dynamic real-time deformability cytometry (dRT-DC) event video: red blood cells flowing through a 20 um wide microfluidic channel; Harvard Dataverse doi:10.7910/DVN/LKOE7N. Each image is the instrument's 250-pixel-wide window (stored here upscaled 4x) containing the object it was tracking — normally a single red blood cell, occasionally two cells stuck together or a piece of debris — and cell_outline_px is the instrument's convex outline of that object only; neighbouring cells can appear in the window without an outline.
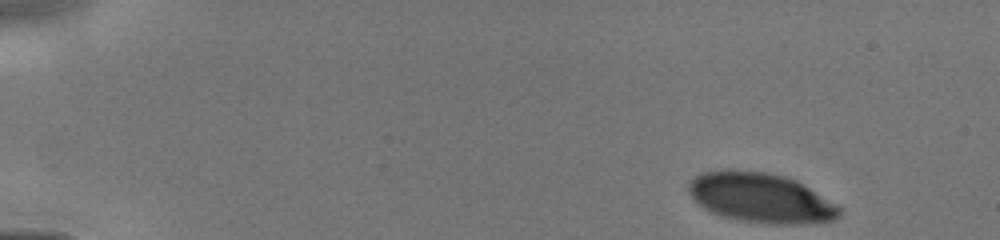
{"species": "human", "species_latin": "Homo sapiens", "temperature_condition": "cold", "stored_images_in_passage": 9, "camera_frame_rate_fps": 3000, "um_per_image_px": 0.085, "donor": {"sex": "male"}, "frame": {"image": 1, "passage_image": 1, "time_ms": 0.0, "image_size_px": [1000, 240], "cell_outline_px": [[844, 208], [840, 216], [832, 220], [800, 224], [768, 224], [740, 220], [724, 216], [712, 212], [704, 208], [688, 192], [688, 180], [704, 172], [728, 168], [764, 172], [784, 176], [796, 180]], "centroid_in_image_um": [64.68, 16.8], "position_along_channel_um": 20.3, "area_um2": 43.87}}
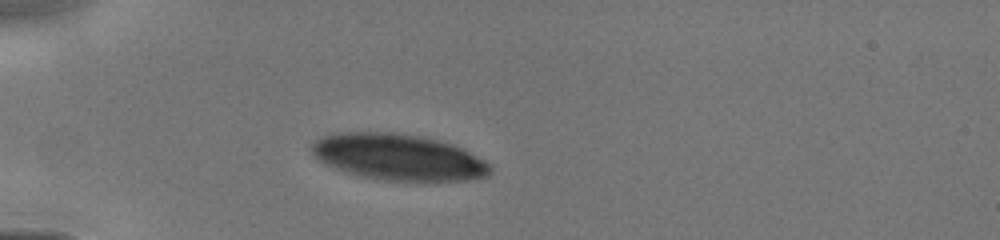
{"frame": {"image": 2, "passage_image": 7, "time_ms": 3.0, "image_size_px": [1000, 240], "cell_outline_px": [[492, 172], [488, 176], [468, 180], [376, 180], [344, 172], [324, 164], [312, 152], [312, 140], [336, 132], [392, 132], [420, 136], [452, 144], [492, 164]], "centroid_in_image_um": [33.83, 13.35], "position_along_channel_um": 51.2, "area_um2": 48.09}}
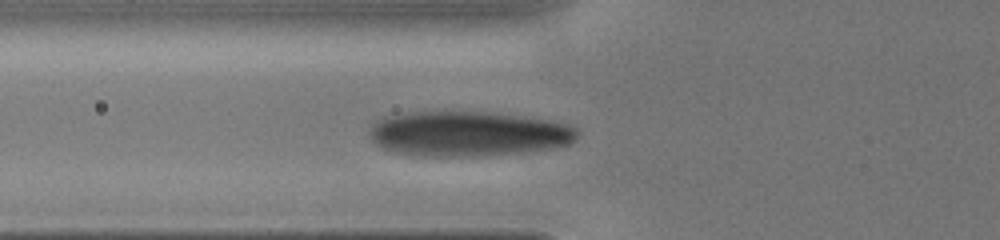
{"frame": {"image": 3, "passage_image": 9, "time_ms": 4.333, "image_size_px": [1000, 240], "cell_outline_px": [[580, 132], [576, 140], [572, 144], [520, 152], [484, 156], [412, 156], [380, 148], [368, 136], [368, 132], [384, 116], [408, 112], [492, 112], [524, 116], [552, 120], [572, 124]], "centroid_in_image_um": [39.82, 11.37], "position_along_channel_um": 86.0, "area_um2": 54.97}}